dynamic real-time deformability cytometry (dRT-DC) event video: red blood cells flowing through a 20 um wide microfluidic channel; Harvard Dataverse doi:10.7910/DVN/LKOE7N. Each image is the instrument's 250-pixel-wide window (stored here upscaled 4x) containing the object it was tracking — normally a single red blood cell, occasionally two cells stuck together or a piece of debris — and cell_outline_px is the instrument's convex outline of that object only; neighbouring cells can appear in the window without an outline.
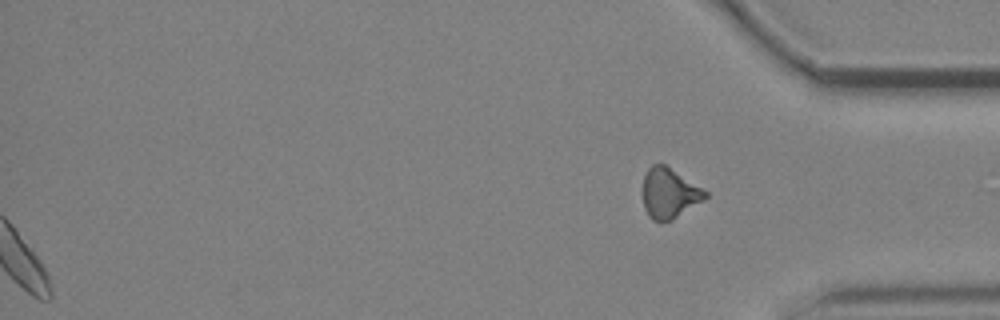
{"species": "common noctule bat (a hibernating species)", "species_latin": "Nyctalus noctula", "temperature_condition": "cold", "stored_images_in_passage": 50, "segment_of_instrument_passage": [2, 2], "camera_frame_rate_fps": 3000, "um_per_image_px": 0.085, "animal": {"sex": "male", "body_mass_g": 19.2, "forearm_length_mm": 51.8}, "frame": {"image": 1, "passage_image": 50, "time_ms": 16.333, "image_size_px": [1000, 320], "cell_outline_px": [[708, 196], [704, 200], [672, 220], [652, 220], [648, 216], [644, 208], [644, 176], [648, 168], [652, 164], [664, 164], [708, 192]], "centroid_in_image_um": [56.89, 16.43], "position_along_channel_um": 378.3, "area_um2": 17.92}}